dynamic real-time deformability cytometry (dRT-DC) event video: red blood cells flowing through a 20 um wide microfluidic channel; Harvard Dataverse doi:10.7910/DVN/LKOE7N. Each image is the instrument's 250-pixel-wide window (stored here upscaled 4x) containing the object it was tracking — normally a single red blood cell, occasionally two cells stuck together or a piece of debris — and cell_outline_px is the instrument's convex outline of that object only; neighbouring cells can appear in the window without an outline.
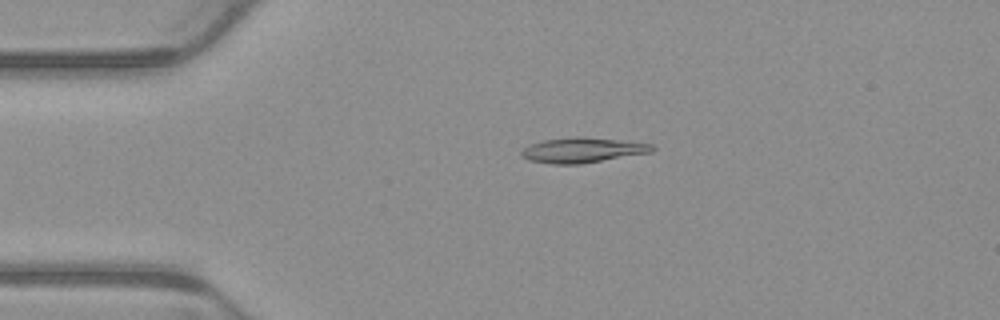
{"species": "common noctule bat (a hibernating species)", "species_latin": "Nyctalus noctula", "temperature_condition": "warm", "stored_images_in_passage": 5, "camera_frame_rate_fps": 3000, "um_per_image_px": 0.085, "animal": {"sex": "male", "body_mass_g": 23.1, "forearm_length_mm": 52.7}, "frame": {"image": 1, "passage_image": 4, "time_ms": 1.0, "image_size_px": [1000, 320], "cell_outline_px": [[656, 148], [652, 152], [580, 164], [552, 164], [528, 160], [520, 156], [520, 152], [524, 148], [532, 144], [544, 140], [580, 136], [584, 136], [652, 144]], "centroid_in_image_um": [49.5, 12.76], "position_along_channel_um": 35.5, "area_um2": 19.02}}